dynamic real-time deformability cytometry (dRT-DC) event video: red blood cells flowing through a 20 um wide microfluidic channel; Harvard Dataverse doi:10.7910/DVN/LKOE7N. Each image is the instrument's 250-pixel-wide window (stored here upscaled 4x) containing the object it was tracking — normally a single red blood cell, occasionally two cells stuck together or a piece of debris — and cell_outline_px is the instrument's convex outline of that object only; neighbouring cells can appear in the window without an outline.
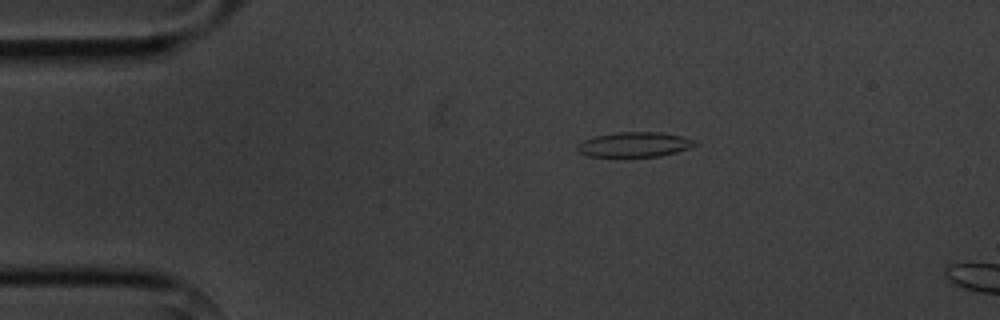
{"species": "common noctule bat (a hibernating species)", "species_latin": "Nyctalus noctula", "temperature_condition": "cold", "stored_images_in_passage": 4, "camera_frame_rate_fps": 3000, "um_per_image_px": 0.085, "animal": {"sex": "male", "body_mass_g": 20.1, "forearm_length_mm": 53.5}, "frame": {"image": 1, "passage_image": 3, "time_ms": 2.333, "image_size_px": [1000, 320], "cell_outline_px": [[696, 144], [688, 148], [676, 152], [660, 156], [588, 156], [580, 152], [576, 148], [576, 144], [592, 136], [620, 132], [660, 132], [684, 136], [696, 140]], "centroid_in_image_um": [53.92, 12.27], "position_along_channel_um": 31.1, "area_um2": 16.99}}